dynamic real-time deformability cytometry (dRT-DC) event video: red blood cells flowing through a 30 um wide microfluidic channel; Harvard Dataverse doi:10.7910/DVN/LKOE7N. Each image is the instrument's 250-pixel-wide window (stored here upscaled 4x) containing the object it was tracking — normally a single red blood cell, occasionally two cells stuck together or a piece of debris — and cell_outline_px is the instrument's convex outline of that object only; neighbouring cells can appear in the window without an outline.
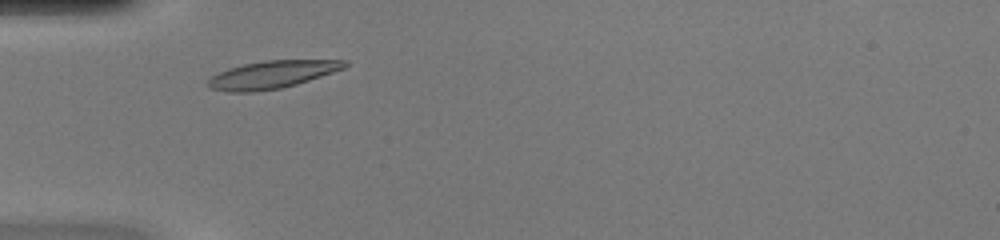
{"species": "common noctule bat (a hibernating species)", "species_latin": "Nyctalus noctula", "temperature_condition": "warm", "stored_images_in_passage": 37, "camera_frame_rate_fps": 3000, "um_per_image_px": 0.085, "animal": {"sex": "female", "body_mass_g": 20.0, "forearm_length_mm": 54.0}, "frame": {"image": 1, "passage_image": 4, "time_ms": 1.0, "image_size_px": [1000, 240], "cell_outline_px": [[348, 64], [344, 68], [296, 84], [280, 88], [252, 92], [228, 92], [208, 88], [204, 84], [212, 76], [228, 68], [244, 64], [264, 60], [348, 60]], "centroid_in_image_um": [23.06, 6.34], "position_along_channel_um": 61.9, "area_um2": 21.91}}
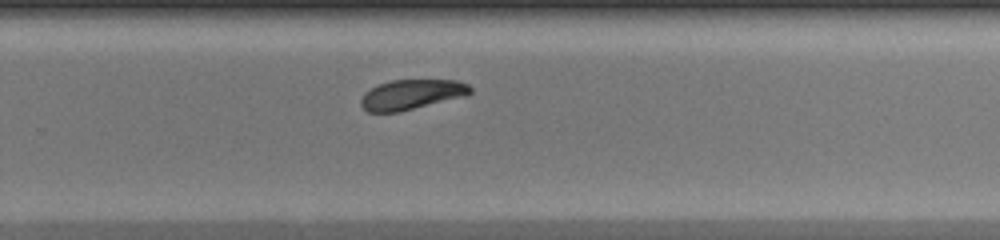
{"frame": {"image": 2, "passage_image": 21, "time_ms": 6.667, "image_size_px": [1000, 240], "cell_outline_px": [[472, 92], [468, 96], [400, 112], [368, 112], [360, 104], [360, 100], [364, 92], [380, 84], [392, 80], [456, 80], [468, 84], [472, 88]], "centroid_in_image_um": [35.02, 8.04], "position_along_channel_um": 294.8, "area_um2": 19.31}}
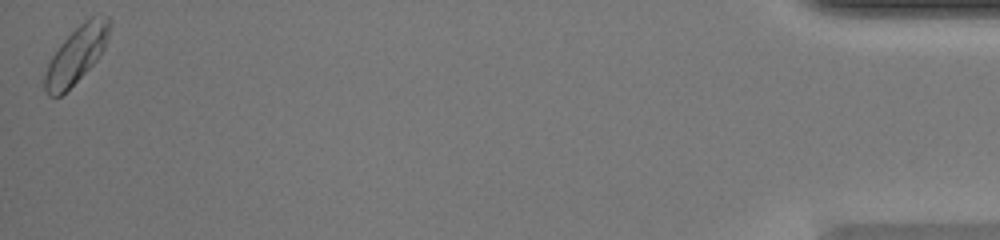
{"frame": {"image": 3, "passage_image": 37, "time_ms": 12.0, "image_size_px": [1000, 240], "cell_outline_px": [[108, 36], [104, 48], [96, 60], [60, 96], [48, 96], [44, 92], [44, 76], [48, 64], [52, 56], [60, 44], [84, 20], [100, 12], [108, 16]], "centroid_in_image_um": [6.47, 4.63], "position_along_channel_um": 428.7, "area_um2": 20.81}, "authors_computed_cell_mechanics": {"area_um2": 20.4034, "velocity_mm_per_s": 4.1918, "shape_relaxation_time_tau1_ms": 1.6214, "shape_relaxation_time_tau2_ms": 2.3871, "deformation_change_tau1": 0.1115, "deformation_change_tau2": 0.0713}}